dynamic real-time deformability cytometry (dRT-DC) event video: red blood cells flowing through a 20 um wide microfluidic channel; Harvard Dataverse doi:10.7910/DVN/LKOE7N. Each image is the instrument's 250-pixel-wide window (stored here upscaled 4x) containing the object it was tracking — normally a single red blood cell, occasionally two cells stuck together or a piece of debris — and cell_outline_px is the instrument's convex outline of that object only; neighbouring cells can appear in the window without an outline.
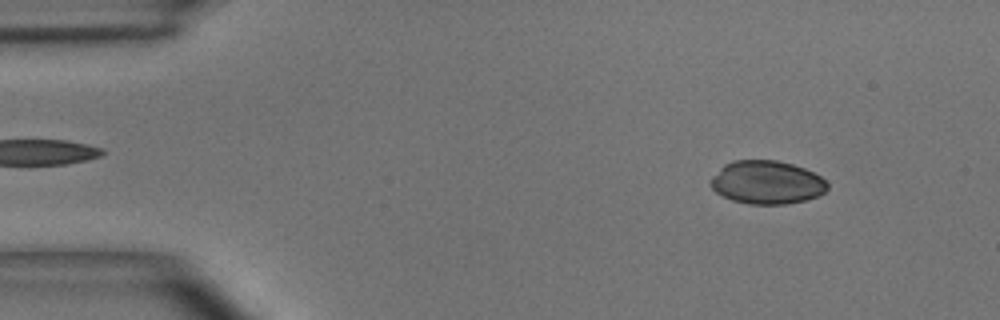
{"species": "common noctule bat (a hibernating species)", "species_latin": "Nyctalus noctula", "temperature_condition": "room temperature", "stored_images_in_passage": 48, "camera_frame_rate_fps": 3000, "um_per_image_px": 0.085, "animal": {"sex": "male", "body_mass_g": 15.6}, "frame": {"image": 1, "passage_image": 5, "time_ms": 1.333, "image_size_px": [1000, 320], "cell_outline_px": [[828, 188], [824, 192], [816, 196], [804, 200], [788, 204], [748, 204], [732, 200], [716, 192], [712, 188], [708, 180], [724, 164], [732, 160], [776, 160], [792, 164], [804, 168], [820, 176], [828, 184]], "centroid_in_image_um": [65.15, 15.5], "position_along_channel_um": 19.9, "area_um2": 29.48}}
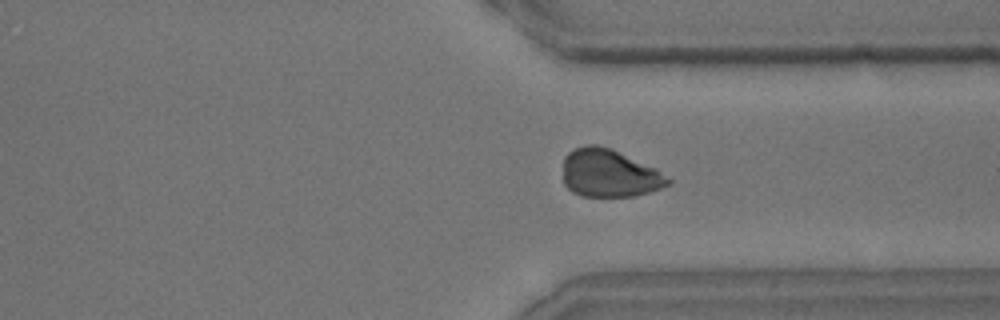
{"frame": {"image": 2, "passage_image": 36, "time_ms": 11.667, "image_size_px": [1000, 320], "cell_outline_px": [[672, 180], [668, 184], [660, 188], [648, 192], [632, 196], [580, 196], [572, 192], [564, 184], [564, 156], [568, 152], [584, 144], [596, 144], [612, 148], [656, 168]], "centroid_in_image_um": [51.77, 14.71], "position_along_channel_um": 359.6, "area_um2": 29.36}}
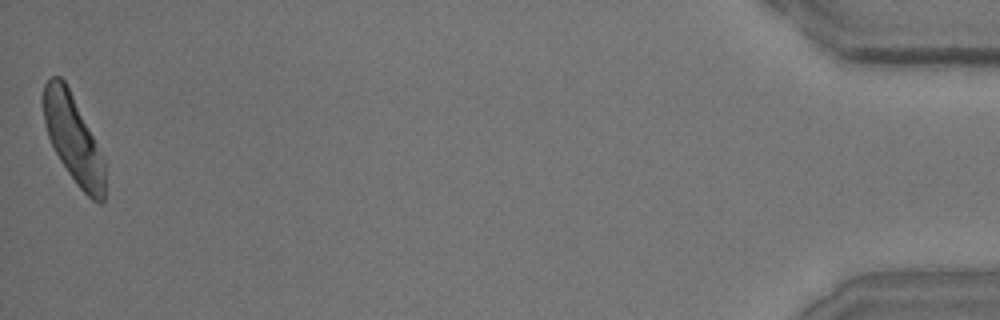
{"frame": {"image": 3, "passage_image": 48, "time_ms": 15.667, "image_size_px": [1000, 320], "cell_outline_px": [[104, 200], [100, 204], [92, 200], [76, 184], [60, 160], [48, 136], [44, 120], [40, 100], [40, 96], [44, 84], [52, 76], [60, 76], [64, 80], [104, 160]], "centroid_in_image_um": [6.17, 11.78], "position_along_channel_um": 429.0, "area_um2": 30.75}, "authors_computed_cell_mechanics": {"area_um2": 29.7381, "velocity_mm_per_s": 4.0613, "shape_relaxation_time_tau1_ms": 3.6795, "shape_relaxation_time_tau2_ms": 3.6721, "deformation_change_tau1": 0.1421, "deformation_change_tau2": 0.0661}}